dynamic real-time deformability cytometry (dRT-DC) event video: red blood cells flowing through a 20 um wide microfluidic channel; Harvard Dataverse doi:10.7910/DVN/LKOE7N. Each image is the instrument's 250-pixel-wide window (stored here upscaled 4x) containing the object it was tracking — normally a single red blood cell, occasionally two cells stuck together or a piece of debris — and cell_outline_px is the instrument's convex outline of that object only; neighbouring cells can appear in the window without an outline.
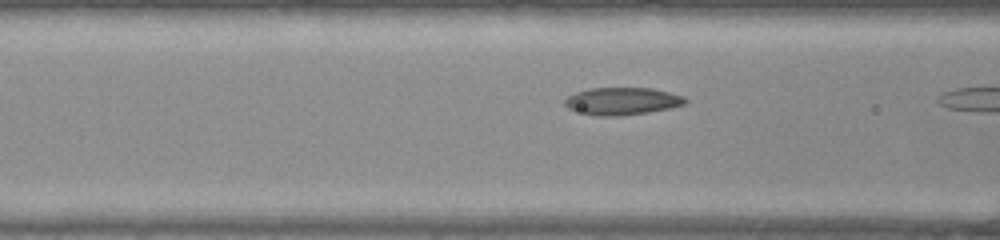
{"species": "common noctule bat (a hibernating species)", "species_latin": "Nyctalus noctula", "temperature_condition": "warm", "stored_images_in_passage": 8, "camera_frame_rate_fps": 3000, "um_per_image_px": 0.085, "animal": {"sex": "female", "body_mass_g": 22.0, "forearm_length_mm": 56.7}, "frame": {"image": 1, "passage_image": 7, "time_ms": 2.0, "image_size_px": [1000, 240], "cell_outline_px": [[688, 100], [684, 104], [668, 108], [648, 112], [620, 116], [596, 116], [568, 108], [564, 104], [564, 100], [568, 96], [576, 92], [588, 88], [652, 88], [684, 96]], "centroid_in_image_um": [52.87, 8.59], "position_along_channel_um": 113.7, "area_um2": 19.13}}